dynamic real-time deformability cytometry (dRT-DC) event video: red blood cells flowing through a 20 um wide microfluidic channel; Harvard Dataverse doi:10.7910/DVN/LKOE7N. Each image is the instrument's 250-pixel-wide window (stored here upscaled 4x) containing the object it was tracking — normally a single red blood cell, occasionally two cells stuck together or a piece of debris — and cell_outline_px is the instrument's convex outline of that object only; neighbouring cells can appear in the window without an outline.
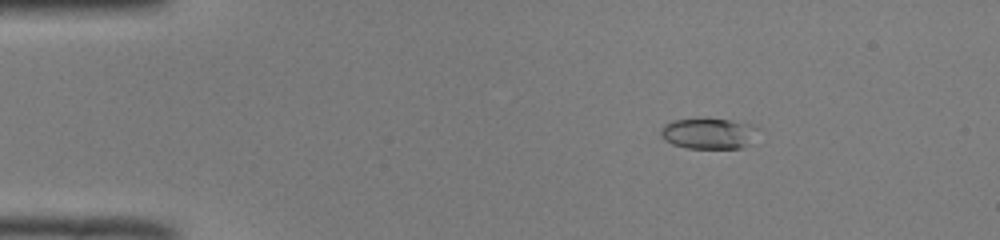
{"species": "common noctule bat (a hibernating species)", "species_latin": "Nyctalus noctula", "temperature_condition": "room temperature", "stored_images_in_passage": 51, "camera_frame_rate_fps": 3000, "um_per_image_px": 0.085, "animal": {"sex": "male", "body_mass_g": 19.0, "forearm_length_mm": 50.8}, "frame": {"image": 1, "passage_image": 8, "time_ms": 2.333, "image_size_px": [1000, 240], "cell_outline_px": [[760, 128], [740, 148], [688, 148], [672, 144], [664, 140], [660, 136], [660, 128], [664, 124], [672, 120], [696, 116], [704, 116], [756, 124]], "centroid_in_image_um": [60.14, 11.27], "position_along_channel_um": 24.9, "area_um2": 18.03}}
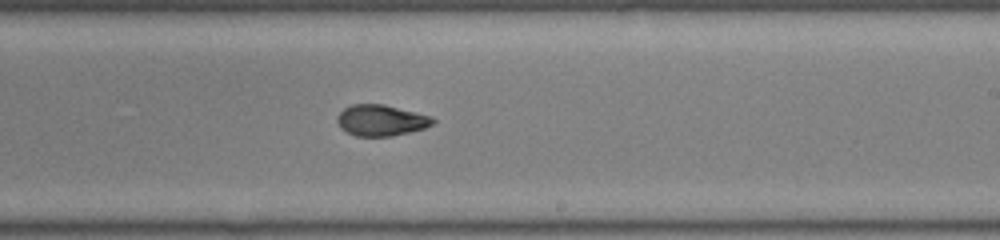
{"frame": {"image": 2, "passage_image": 31, "time_ms": 10.0, "image_size_px": [1000, 240], "cell_outline_px": [[436, 120], [432, 124], [424, 128], [392, 136], [356, 136], [340, 128], [336, 120], [336, 116], [344, 108], [352, 104], [384, 104], [432, 116]], "centroid_in_image_um": [32.37, 10.22], "position_along_channel_um": 256.6, "area_um2": 17.34}}
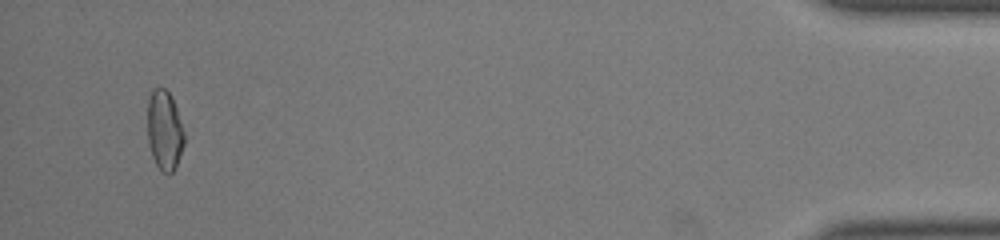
{"frame": {"image": 3, "passage_image": 49, "time_ms": 16.0, "image_size_px": [1000, 240], "cell_outline_px": [[184, 144], [176, 168], [168, 176], [160, 172], [152, 156], [148, 140], [148, 96], [152, 88], [164, 88], [172, 96], [184, 132]], "centroid_in_image_um": [13.98, 11.11], "position_along_channel_um": 421.2, "area_um2": 17.28}, "authors_computed_cell_mechanics": {"area_um2": 17.3978, "velocity_mm_per_s": 3.9998, "shape_relaxation_time_tau1_ms": null, "shape_relaxation_time_tau2_ms": 2.2918, "deformation_change_tau1": null, "deformation_change_tau2": 0.0794}}